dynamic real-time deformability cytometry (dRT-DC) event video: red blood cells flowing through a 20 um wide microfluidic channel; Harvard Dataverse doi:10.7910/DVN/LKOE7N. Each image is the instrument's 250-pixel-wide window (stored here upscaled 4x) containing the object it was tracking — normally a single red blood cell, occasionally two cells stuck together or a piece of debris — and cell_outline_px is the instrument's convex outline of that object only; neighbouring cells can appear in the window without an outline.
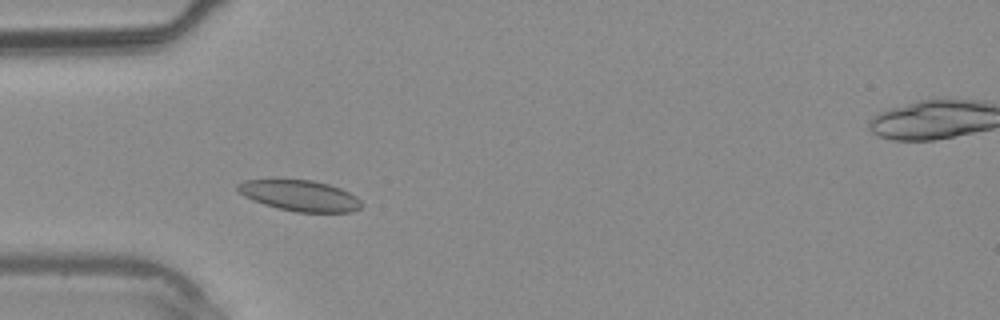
{"species": "common noctule bat (a hibernating species)", "species_latin": "Nyctalus noctula", "temperature_condition": "warm", "stored_images_in_passage": 3, "camera_frame_rate_fps": 3000, "um_per_image_px": 0.085, "animal": {"sex": "male", "body_mass_g": 20.4}, "frame": {"image": 1, "passage_image": 2, "time_ms": 1.333, "image_size_px": [1000, 320], "cell_outline_px": [[364, 204], [360, 208], [352, 212], [296, 212], [264, 204], [252, 200], [244, 196], [236, 188], [236, 184], [244, 180], [312, 180], [328, 184], [340, 188], [356, 196]], "centroid_in_image_um": [25.5, 16.63], "position_along_channel_um": 59.5, "area_um2": 22.14}}